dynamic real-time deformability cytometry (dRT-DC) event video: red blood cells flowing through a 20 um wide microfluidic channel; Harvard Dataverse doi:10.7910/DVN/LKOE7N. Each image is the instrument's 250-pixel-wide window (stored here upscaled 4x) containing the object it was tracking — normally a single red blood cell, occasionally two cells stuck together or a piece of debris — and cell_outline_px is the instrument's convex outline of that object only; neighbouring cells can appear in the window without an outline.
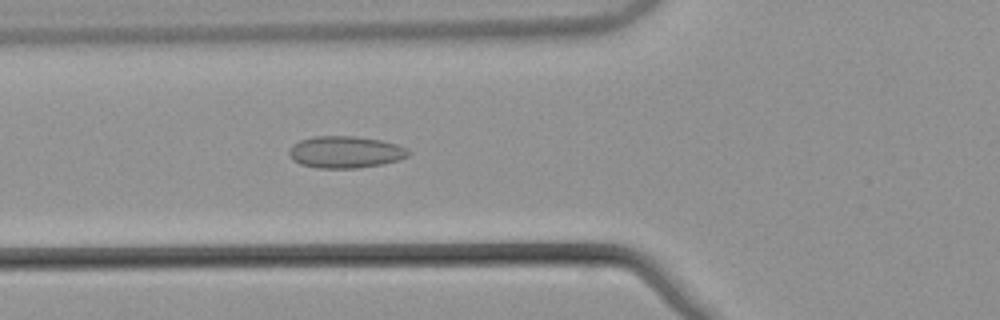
{"species": "common noctule bat (a hibernating species)", "species_latin": "Nyctalus noctula", "temperature_condition": "warm", "stored_images_in_passage": 52, "camera_frame_rate_fps": 3000, "um_per_image_px": 0.085, "animal": {"sex": "male", "body_mass_g": 21.5, "forearm_length_mm": 52.0}, "frame": {"image": 1, "passage_image": 19, "time_ms": 6.0, "image_size_px": [1000, 320], "cell_outline_px": [[412, 152], [408, 156], [384, 164], [356, 168], [316, 168], [300, 164], [292, 160], [288, 152], [288, 148], [292, 144], [300, 140], [316, 136], [352, 136], [380, 140], [396, 144]], "centroid_in_image_um": [29.31, 12.93], "position_along_channel_um": 96.5, "area_um2": 22.2}}
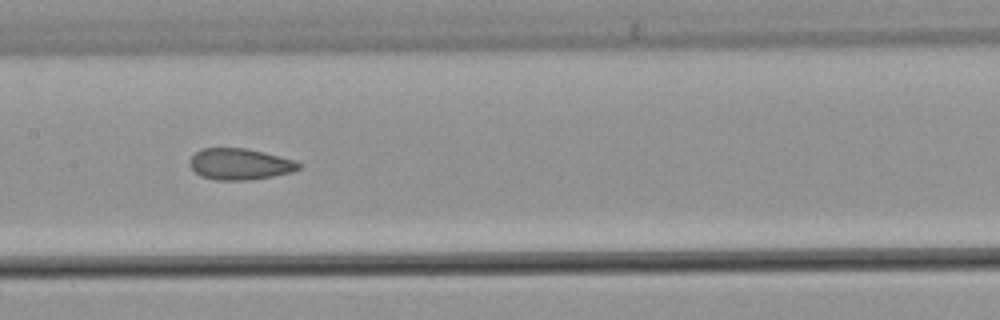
{"frame": {"image": 2, "passage_image": 26, "time_ms": 8.333, "image_size_px": [1000, 320], "cell_outline_px": [[304, 164], [300, 168], [292, 172], [272, 176], [248, 180], [216, 180], [200, 176], [188, 164], [188, 160], [200, 148], [248, 148], [292, 160]], "centroid_in_image_um": [20.36, 13.95], "position_along_channel_um": 187.0, "area_um2": 19.88}}
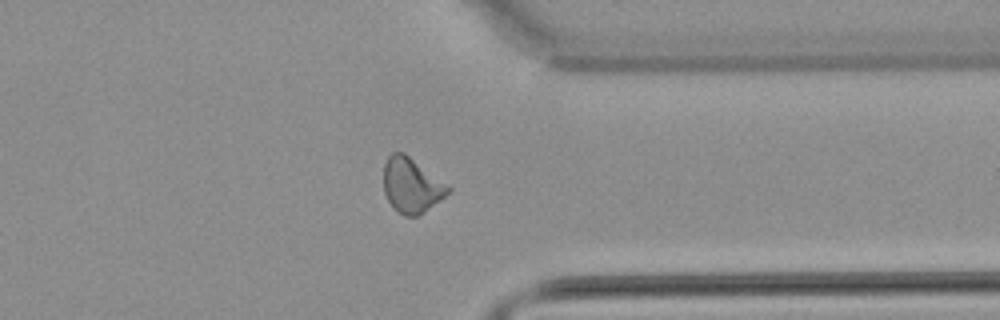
{"frame": {"image": 3, "passage_image": 41, "time_ms": 13.333, "image_size_px": [1000, 320], "cell_outline_px": [[452, 192], [420, 216], [404, 216], [388, 200], [384, 192], [384, 164], [388, 156], [392, 152], [404, 152], [452, 188]], "centroid_in_image_um": [35.01, 15.76], "position_along_channel_um": 376.4, "area_um2": 20.63}, "authors_computed_cell_mechanics": {"area_um2": 20.5479, "velocity_mm_per_s": 3.8653, "shape_relaxation_time_tau1_ms": null, "shape_relaxation_time_tau2_ms": 1.6871, "deformation_change_tau1": null, "deformation_change_tau2": 0.0771}}